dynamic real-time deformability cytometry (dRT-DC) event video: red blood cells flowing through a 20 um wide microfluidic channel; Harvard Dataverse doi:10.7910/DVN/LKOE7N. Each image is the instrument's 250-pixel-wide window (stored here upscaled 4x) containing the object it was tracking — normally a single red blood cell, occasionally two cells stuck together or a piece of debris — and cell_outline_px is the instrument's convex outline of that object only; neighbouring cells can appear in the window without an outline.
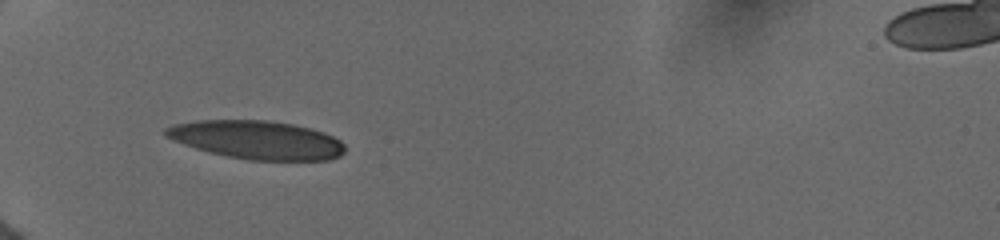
{"species": "human", "species_latin": "Homo sapiens", "temperature_condition": "cold", "stored_images_in_passage": 24, "camera_frame_rate_fps": 3000, "um_per_image_px": 0.085, "donor": {"sex": "female"}, "frame": {"image": 1, "passage_image": 1, "time_ms": 0.0, "image_size_px": [1000, 240], "cell_outline_px": [[344, 152], [340, 156], [328, 160], [248, 160], [208, 152], [172, 140], [164, 136], [164, 128], [172, 124], [196, 120], [268, 120], [292, 124], [312, 128], [324, 132], [340, 140], [344, 144]], "centroid_in_image_um": [21.81, 11.88], "position_along_channel_um": 63.2, "area_um2": 40.34}}
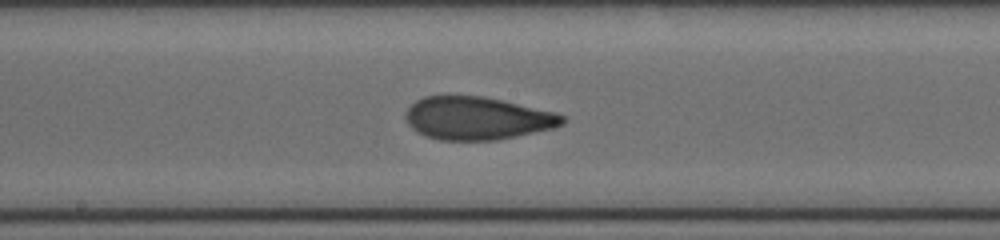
{"frame": {"image": 2, "passage_image": 15, "time_ms": 4.0, "image_size_px": [1000, 240], "cell_outline_px": [[564, 124], [556, 128], [496, 140], [440, 140], [424, 136], [416, 132], [408, 124], [404, 116], [408, 108], [416, 100], [424, 96], [484, 96], [556, 112], [564, 116]], "centroid_in_image_um": [40.56, 10.06], "position_along_channel_um": 207.6, "area_um2": 39.36}}
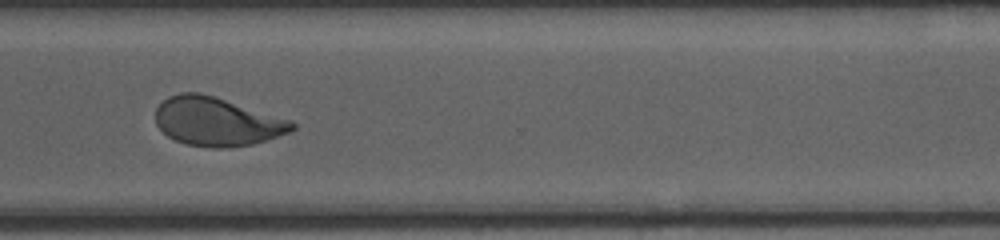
{"frame": {"image": 3, "passage_image": 23, "time_ms": 7.667, "image_size_px": [1000, 240], "cell_outline_px": [[296, 128], [288, 132], [268, 140], [252, 144], [220, 148], [212, 148], [188, 144], [176, 140], [168, 136], [156, 124], [156, 108], [168, 96], [180, 92], [200, 92], [292, 120], [296, 124]], "centroid_in_image_um": [18.44, 10.33], "position_along_channel_um": 352.2, "area_um2": 38.49}}